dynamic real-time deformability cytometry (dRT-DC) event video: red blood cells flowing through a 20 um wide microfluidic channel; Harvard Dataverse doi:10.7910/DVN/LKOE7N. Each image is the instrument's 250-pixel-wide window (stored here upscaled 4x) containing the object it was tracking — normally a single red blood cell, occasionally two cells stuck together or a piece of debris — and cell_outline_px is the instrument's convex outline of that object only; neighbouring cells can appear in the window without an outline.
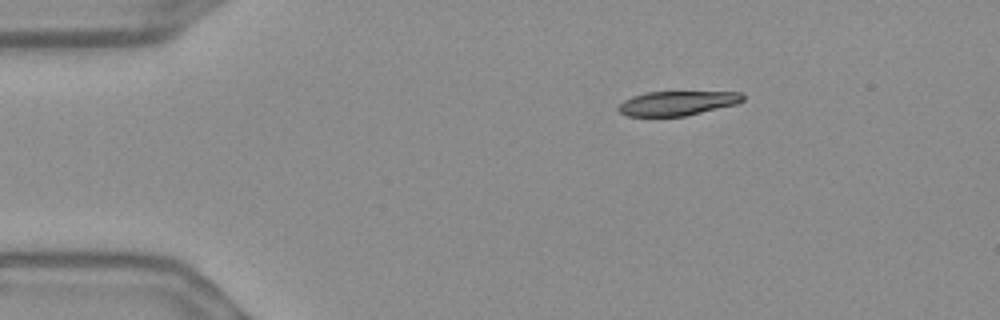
{"species": "Egyptian fruit bat (a non-hibernating species)", "species_latin": "Rousettus aegyptiacus", "temperature_condition": "warm", "stored_images_in_passage": 47, "camera_frame_rate_fps": 3000, "um_per_image_px": 0.085, "frame": {"image": 1, "passage_image": 1, "time_ms": 0.0, "image_size_px": [1000, 320], "cell_outline_px": [[744, 100], [736, 104], [684, 116], [624, 116], [616, 112], [616, 108], [624, 100], [632, 96], [648, 92], [740, 92], [744, 96]], "centroid_in_image_um": [57.5, 8.78], "position_along_channel_um": 27.5, "area_um2": 17.69}}
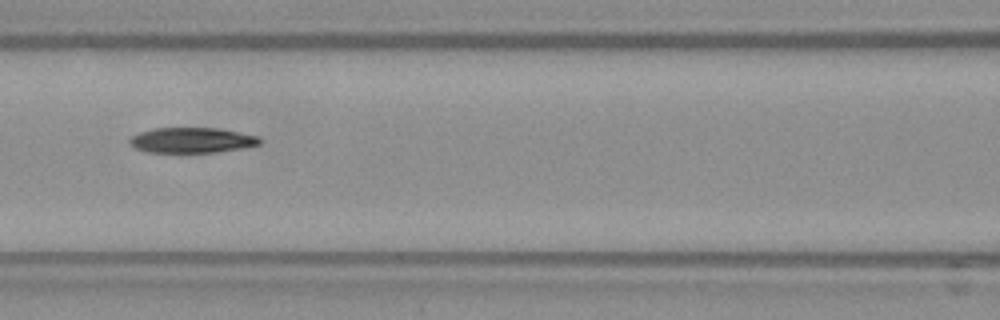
{"frame": {"image": 2, "passage_image": 16, "time_ms": 5.0, "image_size_px": [1000, 320], "cell_outline_px": [[264, 140], [260, 144], [240, 148], [216, 152], [148, 152], [136, 148], [128, 144], [128, 140], [132, 136], [140, 132], [152, 128], [216, 128], [260, 136]], "centroid_in_image_um": [16.31, 11.91], "position_along_channel_um": 150.3, "area_um2": 19.19}}
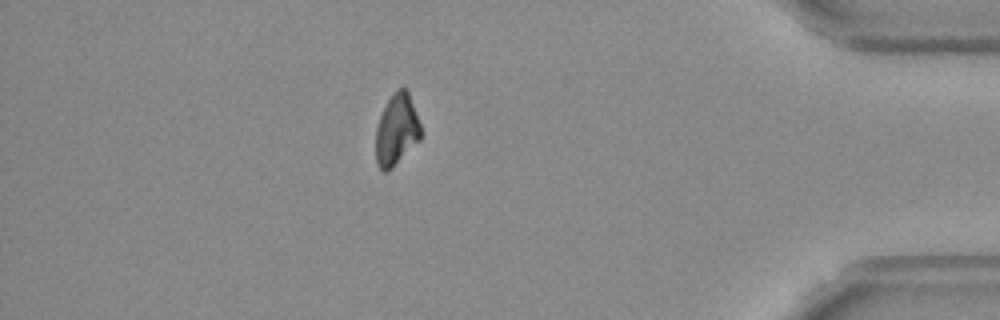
{"frame": {"image": 3, "passage_image": 40, "time_ms": 13.0, "image_size_px": [1000, 320], "cell_outline_px": [[420, 140], [388, 172], [384, 172], [376, 164], [376, 128], [380, 116], [388, 100], [396, 88], [404, 88], [408, 92], [420, 124]], "centroid_in_image_um": [33.7, 11.06], "position_along_channel_um": 401.5, "area_um2": 18.5}}